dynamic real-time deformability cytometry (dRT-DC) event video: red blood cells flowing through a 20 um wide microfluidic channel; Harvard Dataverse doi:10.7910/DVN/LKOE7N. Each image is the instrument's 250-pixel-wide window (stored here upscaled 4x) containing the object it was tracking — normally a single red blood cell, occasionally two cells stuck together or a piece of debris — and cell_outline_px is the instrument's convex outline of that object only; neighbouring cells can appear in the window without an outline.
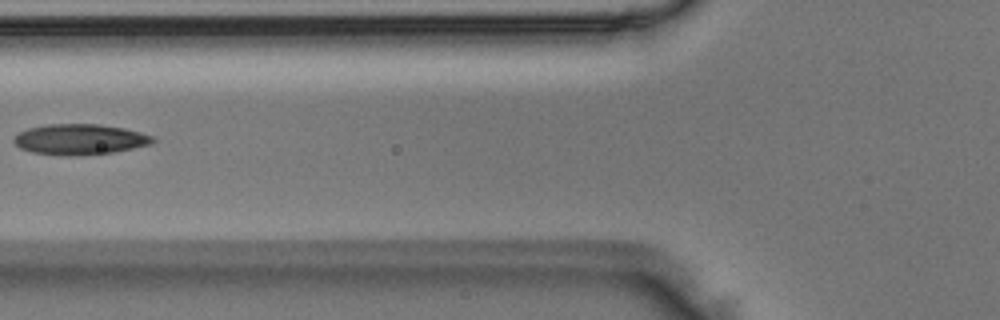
{"species": "Egyptian fruit bat (a non-hibernating species)", "species_latin": "Rousettus aegyptiacus", "temperature_condition": "room temperature", "stored_images_in_passage": 2, "camera_frame_rate_fps": 3000, "um_per_image_px": 0.085, "animal": {"sex": "male"}, "frame": {"image": 1, "passage_image": 2, "time_ms": 0.333, "image_size_px": [1000, 320], "cell_outline_px": [[156, 140], [152, 144], [112, 152], [68, 156], [64, 156], [32, 152], [20, 148], [12, 140], [20, 132], [28, 128], [48, 124], [100, 124], [124, 128], [156, 136]], "centroid_in_image_um": [6.81, 11.84], "position_along_channel_um": 119.0, "area_um2": 24.74}}